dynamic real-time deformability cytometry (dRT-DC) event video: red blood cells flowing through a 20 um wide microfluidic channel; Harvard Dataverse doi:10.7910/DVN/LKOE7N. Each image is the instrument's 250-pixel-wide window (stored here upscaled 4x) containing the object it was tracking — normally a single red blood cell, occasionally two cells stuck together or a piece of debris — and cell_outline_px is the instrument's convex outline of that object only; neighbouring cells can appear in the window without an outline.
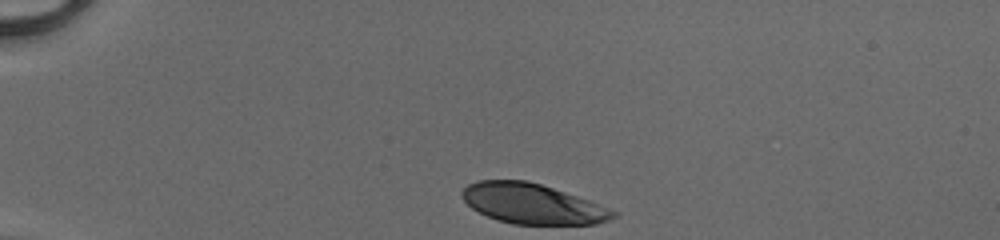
{"species": "human", "species_latin": "Homo sapiens", "temperature_condition": "cold", "stored_images_in_passage": 32, "camera_frame_rate_fps": 3000, "um_per_image_px": 0.085, "donor": {"sex": "male"}, "frame": {"image": 1, "passage_image": 1, "time_ms": 0.0, "image_size_px": [1000, 240], "cell_outline_px": [[616, 216], [608, 220], [596, 224], [512, 224], [496, 220], [472, 208], [460, 196], [460, 192], [468, 184], [480, 180], [528, 180], [588, 200], [616, 212]], "centroid_in_image_um": [45.2, 17.32], "position_along_channel_um": 39.8, "area_um2": 34.97}}
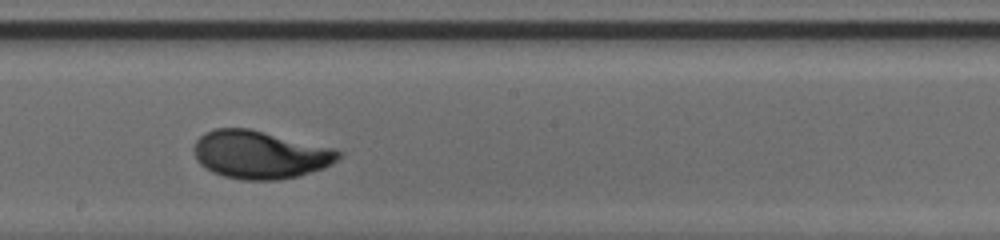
{"frame": {"image": 2, "passage_image": 19, "time_ms": 6.0, "image_size_px": [1000, 240], "cell_outline_px": [[344, 152], [336, 160], [324, 168], [300, 176], [280, 180], [244, 180], [224, 176], [212, 172], [200, 164], [196, 160], [196, 140], [204, 132], [216, 128], [248, 128], [332, 148]], "centroid_in_image_um": [22.11, 13.15], "position_along_channel_um": 226.1, "area_um2": 40.17}}
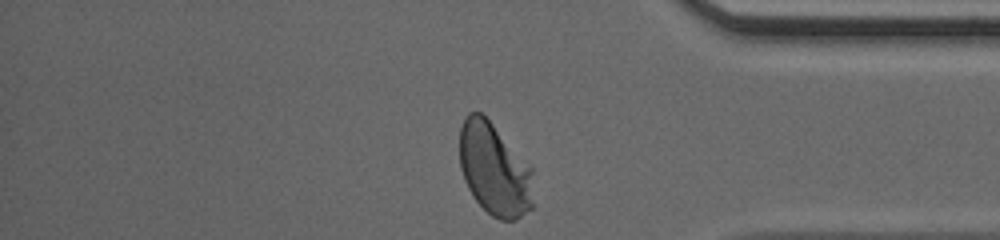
{"frame": {"image": 3, "passage_image": 32, "time_ms": 10.333, "image_size_px": [1000, 240], "cell_outline_px": [[532, 208], [516, 220], [500, 220], [492, 216], [472, 196], [464, 180], [460, 168], [460, 128], [464, 116], [468, 112], [480, 112], [492, 124], [532, 168]], "centroid_in_image_um": [42.0, 14.41], "position_along_channel_um": 393.2, "area_um2": 39.48}, "authors_computed_cell_mechanics": {"area_um2": 38.7838, "velocity_mm_per_s": 4.1152, "shape_relaxation_time_tau1_ms": 2.3075, "shape_relaxation_time_tau2_ms": null, "deformation_change_tau1": 0.138, "deformation_change_tau2": null}}